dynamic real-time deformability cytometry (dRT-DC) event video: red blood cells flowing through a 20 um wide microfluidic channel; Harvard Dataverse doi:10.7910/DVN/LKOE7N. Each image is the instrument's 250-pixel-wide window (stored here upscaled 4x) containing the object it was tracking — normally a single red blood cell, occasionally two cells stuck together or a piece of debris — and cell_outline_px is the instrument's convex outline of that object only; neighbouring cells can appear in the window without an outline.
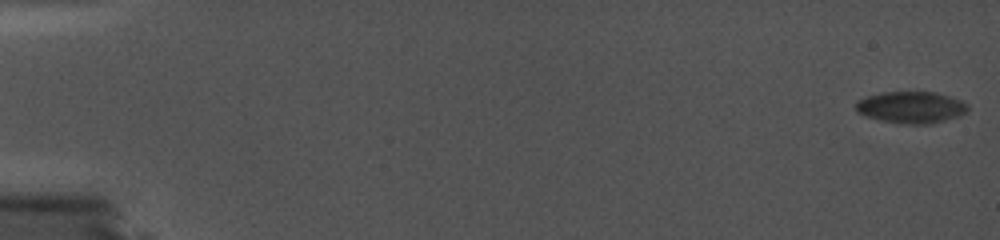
{"species": "common noctule bat (a hibernating species)", "species_latin": "Nyctalus noctula", "temperature_condition": "cold", "stored_images_in_passage": 14, "camera_frame_rate_fps": 5000, "um_per_image_px": 0.085, "animal": {"sex": "female", "body_mass_g": 19.0, "forearm_length_mm": 56.7}, "frame": {"image": 1, "passage_image": 1, "time_ms": 0.0, "image_size_px": [1000, 240], "cell_outline_px": [[968, 108], [960, 116], [928, 124], [908, 124], [880, 120], [856, 112], [856, 100], [880, 92], [936, 92], [960, 100], [968, 104]], "centroid_in_image_um": [77.43, 9.11], "position_along_channel_um": 7.6, "area_um2": 20.52}}
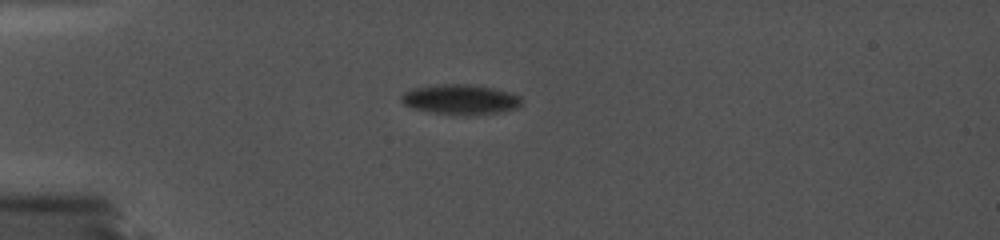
{"frame": {"image": 2, "passage_image": 9, "time_ms": 1.6, "image_size_px": [1000, 240], "cell_outline_px": [[524, 100], [520, 108], [476, 116], [452, 116], [412, 108], [404, 104], [400, 100], [400, 96], [404, 92], [412, 88], [436, 84], [472, 84], [512, 92], [520, 96]], "centroid_in_image_um": [39.17, 8.47], "position_along_channel_um": 45.8, "area_um2": 21.79}}
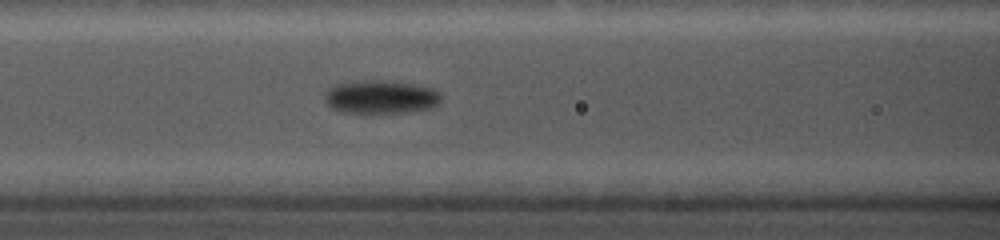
{"frame": {"image": 3, "passage_image": 14, "time_ms": 2.6, "image_size_px": [1000, 240], "cell_outline_px": [[440, 104], [432, 108], [412, 112], [344, 112], [332, 108], [324, 100], [324, 92], [332, 84], [360, 80], [388, 80], [412, 84], [432, 88], [440, 92]], "centroid_in_image_um": [32.35, 8.22], "position_along_channel_um": 134.2, "area_um2": 22.89}}